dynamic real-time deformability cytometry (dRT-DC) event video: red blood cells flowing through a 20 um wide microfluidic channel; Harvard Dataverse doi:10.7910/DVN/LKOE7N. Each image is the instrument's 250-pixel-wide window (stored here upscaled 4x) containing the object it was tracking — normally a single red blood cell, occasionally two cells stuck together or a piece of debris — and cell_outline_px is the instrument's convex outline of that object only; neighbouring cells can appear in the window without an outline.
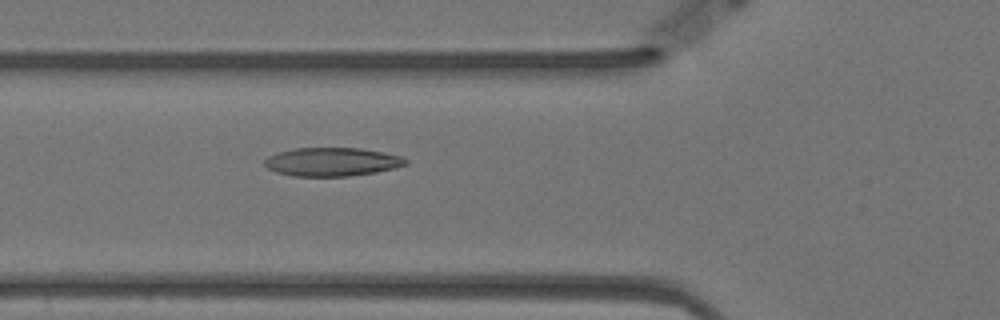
{"species": "Egyptian fruit bat (a non-hibernating species)", "species_latin": "Rousettus aegyptiacus", "temperature_condition": "warm", "stored_images_in_passage": 57, "camera_frame_rate_fps": 3000, "um_per_image_px": 0.085, "animal": {"sex": "female"}, "frame": {"image": 1, "passage_image": 20, "time_ms": 6.333, "image_size_px": [1000, 320], "cell_outline_px": [[408, 164], [376, 172], [348, 176], [292, 176], [276, 172], [268, 168], [264, 164], [264, 160], [268, 156], [280, 152], [296, 148], [360, 148], [384, 152], [404, 156], [408, 160]], "centroid_in_image_um": [28.25, 13.75], "position_along_channel_um": 97.6, "area_um2": 23.47}}
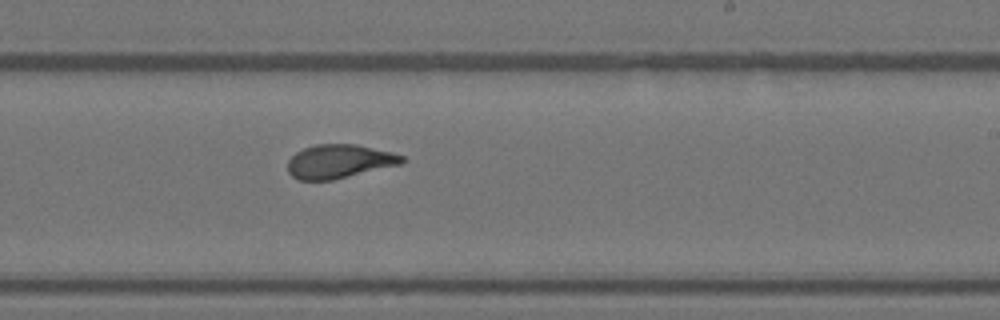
{"frame": {"image": 2, "passage_image": 34, "time_ms": 11.0, "image_size_px": [1000, 320], "cell_outline_px": [[404, 160], [400, 164], [332, 180], [296, 180], [288, 172], [288, 160], [296, 152], [304, 148], [316, 144], [356, 144], [392, 152], [404, 156]], "centroid_in_image_um": [28.8, 13.71], "position_along_channel_um": 260.2, "area_um2": 22.37}}
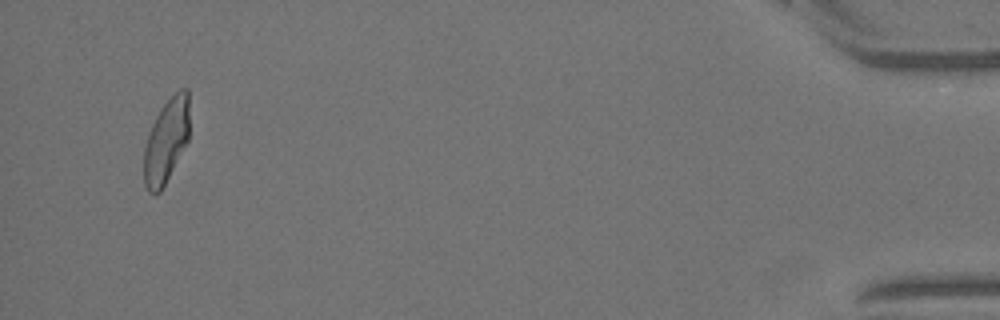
{"frame": {"image": 3, "passage_image": 55, "time_ms": 18.0, "image_size_px": [1000, 320], "cell_outline_px": [[188, 140], [160, 192], [152, 196], [144, 188], [144, 148], [148, 132], [160, 108], [180, 88], [188, 88]], "centroid_in_image_um": [14.1, 12.0], "position_along_channel_um": 421.1, "area_um2": 22.2}, "authors_computed_cell_mechanics": {"area_um2": 23.12, "velocity_mm_per_s": 3.4825, "shape_relaxation_time_tau1_ms": 4.8185, "shape_relaxation_time_tau2_ms": 1.9055, "deformation_change_tau1": 0.1793, "deformation_change_tau2": 0.0691}}